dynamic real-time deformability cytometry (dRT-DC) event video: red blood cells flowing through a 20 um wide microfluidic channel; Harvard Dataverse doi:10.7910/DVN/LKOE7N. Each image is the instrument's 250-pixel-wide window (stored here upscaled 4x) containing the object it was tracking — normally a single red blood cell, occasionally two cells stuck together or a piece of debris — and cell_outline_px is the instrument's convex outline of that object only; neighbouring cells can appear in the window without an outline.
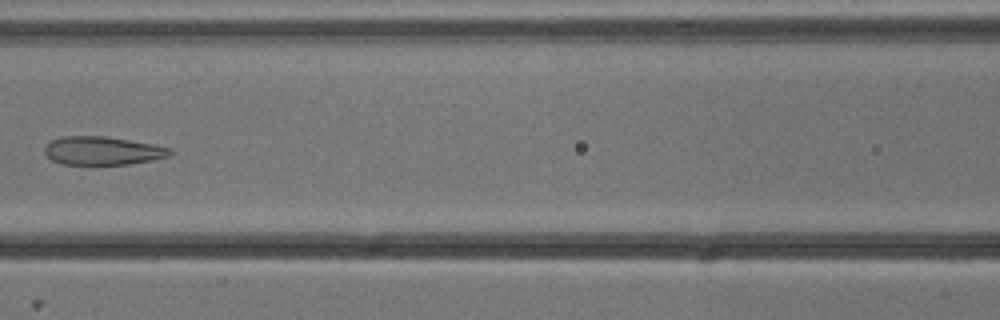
{"species": "common noctule bat (a hibernating species)", "species_latin": "Nyctalus noctula", "temperature_condition": "cold", "stored_images_in_passage": 5, "camera_frame_rate_fps": 3000, "um_per_image_px": 0.085, "animal": {"sex": "male", "body_mass_g": 13.3}, "frame": {"image": 1, "passage_image": 5, "time_ms": 1.333, "image_size_px": [1000, 320], "cell_outline_px": [[172, 152], [168, 156], [152, 160], [128, 164], [60, 164], [52, 160], [44, 152], [44, 148], [52, 140], [60, 136], [104, 136], [152, 144], [172, 148]], "centroid_in_image_um": [8.7, 12.81], "position_along_channel_um": 157.9, "area_um2": 20.58}}